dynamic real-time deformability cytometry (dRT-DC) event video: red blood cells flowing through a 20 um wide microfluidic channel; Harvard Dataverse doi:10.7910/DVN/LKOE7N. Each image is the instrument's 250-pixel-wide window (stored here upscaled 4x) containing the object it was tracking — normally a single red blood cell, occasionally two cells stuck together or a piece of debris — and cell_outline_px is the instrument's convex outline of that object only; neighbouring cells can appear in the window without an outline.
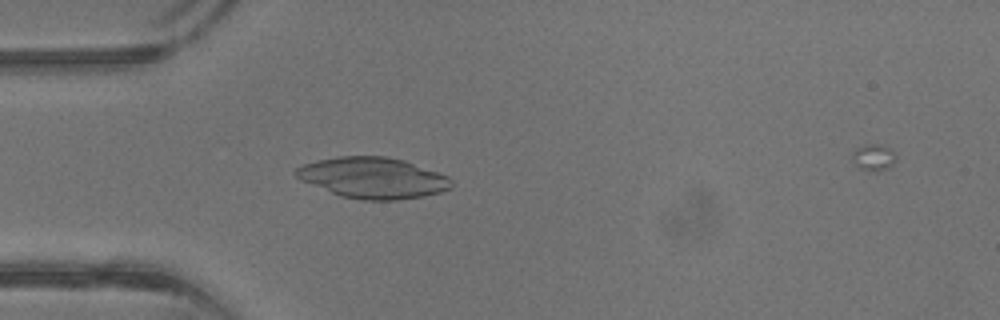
{"species": "common noctule bat (a hibernating species)", "species_latin": "Nyctalus noctula", "temperature_condition": "warm", "stored_images_in_passage": 41, "camera_frame_rate_fps": 3000, "um_per_image_px": 0.085, "animal": {"sex": "male", "body_mass_g": 13.3}, "frame": {"image": 1, "passage_image": 12, "time_ms": 3.667, "image_size_px": [1000, 320], "cell_outline_px": [[452, 188], [440, 192], [424, 196], [396, 200], [364, 200], [340, 196], [300, 180], [292, 172], [300, 164], [316, 160], [340, 156], [384, 156], [404, 160], [448, 176], [452, 180]], "centroid_in_image_um": [31.66, 15.11], "position_along_channel_um": 53.3, "area_um2": 37.22}}
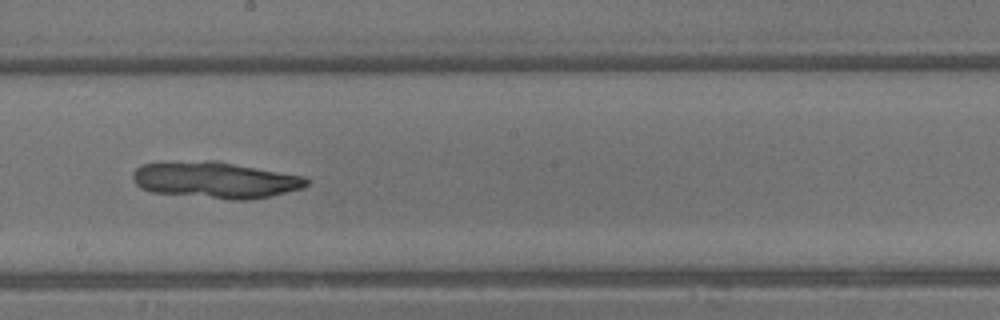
{"frame": {"image": 2, "passage_image": 23, "time_ms": 7.333, "image_size_px": [1000, 320], "cell_outline_px": [[308, 184], [300, 188], [268, 196], [248, 200], [232, 200], [152, 192], [140, 188], [136, 184], [132, 176], [132, 172], [136, 168], [144, 164], [160, 160], [216, 160], [304, 176], [308, 180]], "centroid_in_image_um": [18.21, 15.27], "position_along_channel_um": 230.0, "area_um2": 37.28}}
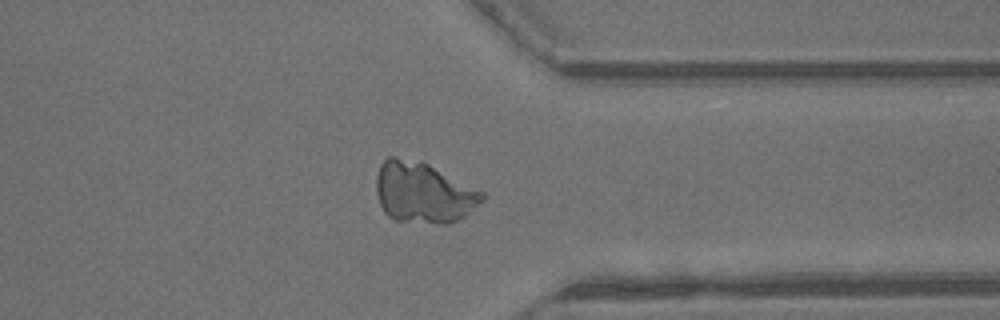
{"frame": {"image": 3, "passage_image": 32, "time_ms": 10.333, "image_size_px": [1000, 320], "cell_outline_px": [[484, 200], [464, 216], [448, 224], [436, 224], [396, 220], [388, 216], [384, 212], [380, 204], [376, 192], [376, 176], [380, 164], [388, 156], [392, 156], [420, 160], [484, 192]], "centroid_in_image_um": [35.96, 16.36], "position_along_channel_um": 375.4, "area_um2": 37.57}}